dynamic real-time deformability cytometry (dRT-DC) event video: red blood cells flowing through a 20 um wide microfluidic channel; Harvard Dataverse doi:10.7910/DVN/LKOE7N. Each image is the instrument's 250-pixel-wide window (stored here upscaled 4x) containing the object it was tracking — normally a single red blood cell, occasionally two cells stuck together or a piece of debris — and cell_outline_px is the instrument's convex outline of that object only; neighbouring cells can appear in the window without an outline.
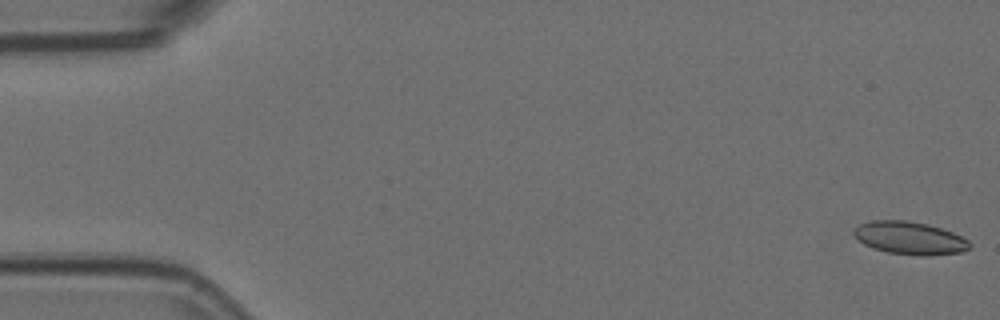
{"species": "Egyptian fruit bat (a non-hibernating species)", "species_latin": "Rousettus aegyptiacus", "temperature_condition": "room temperature", "stored_images_in_passage": 5, "camera_frame_rate_fps": 3000, "um_per_image_px": 0.085, "animal": {"sex": "female"}, "frame": {"image": 1, "passage_image": 1, "time_ms": 0.0, "image_size_px": [1000, 320], "cell_outline_px": [[972, 244], [968, 248], [960, 252], [928, 256], [924, 256], [888, 252], [872, 248], [864, 244], [852, 232], [860, 224], [872, 220], [908, 220], [928, 224], [952, 232], [968, 240]], "centroid_in_image_um": [77.33, 20.23], "position_along_channel_um": 7.7, "area_um2": 21.96}}